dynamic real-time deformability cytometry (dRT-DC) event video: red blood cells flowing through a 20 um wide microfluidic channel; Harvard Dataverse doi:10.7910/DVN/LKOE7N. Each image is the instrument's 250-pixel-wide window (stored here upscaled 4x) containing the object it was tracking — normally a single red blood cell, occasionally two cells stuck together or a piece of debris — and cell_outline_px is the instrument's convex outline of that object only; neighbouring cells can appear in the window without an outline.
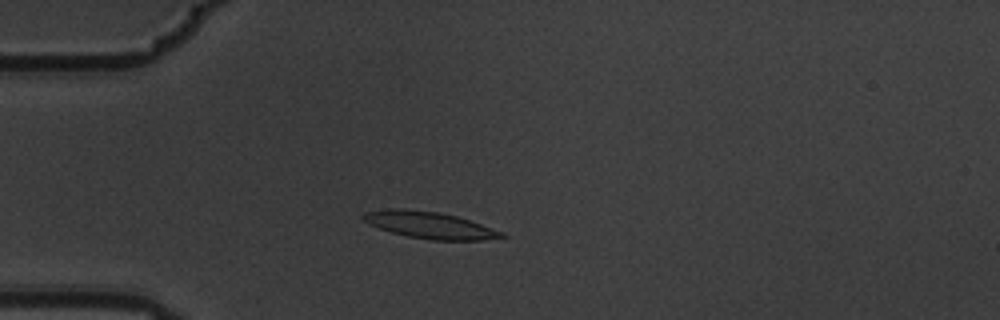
{"species": "common noctule bat (a hibernating species)", "species_latin": "Nyctalus noctula", "temperature_condition": "warm", "stored_images_in_passage": 4, "camera_frame_rate_fps": 3000, "um_per_image_px": 0.085, "animal": {"sex": "male", "body_mass_g": 19.5, "forearm_length_mm": 54.6}, "frame": {"image": 1, "passage_image": 4, "time_ms": 1.0, "image_size_px": [1000, 320], "cell_outline_px": [[508, 236], [484, 240], [428, 240], [408, 236], [392, 232], [368, 224], [360, 216], [364, 212], [384, 208], [400, 208], [440, 212], [456, 216], [504, 232]], "centroid_in_image_um": [36.48, 19.12], "position_along_channel_um": 48.5, "area_um2": 21.62}}